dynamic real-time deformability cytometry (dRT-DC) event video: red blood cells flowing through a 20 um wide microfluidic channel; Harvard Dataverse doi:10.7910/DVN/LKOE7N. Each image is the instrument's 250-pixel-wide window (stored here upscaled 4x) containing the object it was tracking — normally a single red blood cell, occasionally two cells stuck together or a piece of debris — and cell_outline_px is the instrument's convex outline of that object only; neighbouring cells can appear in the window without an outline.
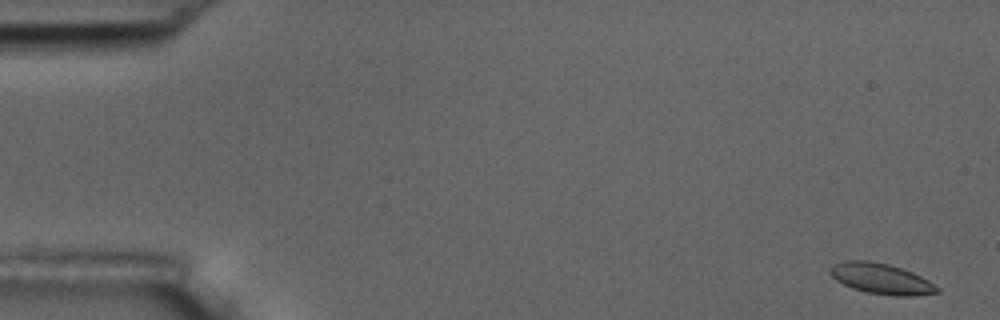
{"species": "common noctule bat (a hibernating species)", "species_latin": "Nyctalus noctula", "temperature_condition": "room temperature", "stored_images_in_passage": 6, "camera_frame_rate_fps": 3000, "um_per_image_px": 0.085, "animal": {"sex": "male", "body_mass_g": 17.5, "forearm_length_mm": 52.3}, "frame": {"image": 1, "passage_image": 1, "time_ms": 0.0, "image_size_px": [1000, 320], "cell_outline_px": [[940, 292], [912, 296], [896, 296], [868, 292], [852, 288], [836, 280], [828, 272], [828, 268], [832, 264], [844, 260], [868, 260], [888, 264], [912, 272], [928, 280], [940, 288]], "centroid_in_image_um": [74.87, 23.68], "position_along_channel_um": 10.1, "area_um2": 19.13}}